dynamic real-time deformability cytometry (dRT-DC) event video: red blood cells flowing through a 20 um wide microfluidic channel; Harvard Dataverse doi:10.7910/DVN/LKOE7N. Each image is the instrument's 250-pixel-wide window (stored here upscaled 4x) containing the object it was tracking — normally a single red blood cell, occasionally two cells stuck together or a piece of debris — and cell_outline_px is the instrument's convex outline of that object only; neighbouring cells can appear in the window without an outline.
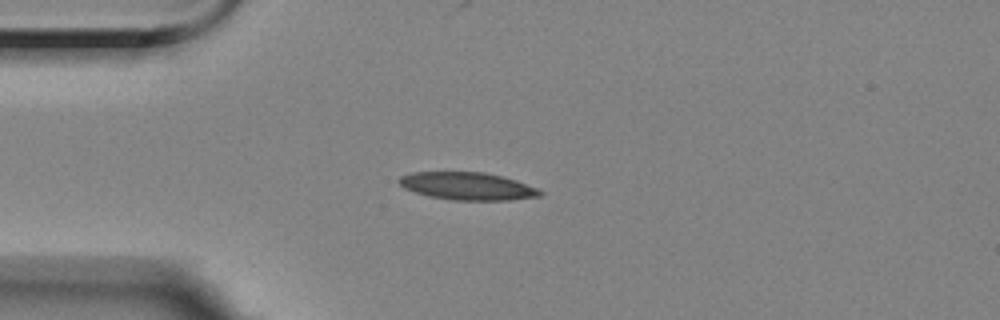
{"species": "Egyptian fruit bat (a non-hibernating species)", "species_latin": "Rousettus aegyptiacus", "temperature_condition": "room temperature", "stored_images_in_passage": 43, "camera_frame_rate_fps": 3000, "um_per_image_px": 0.085, "animal": {"sex": "female"}, "frame": {"image": 1, "passage_image": 1, "time_ms": 0.0, "image_size_px": [1000, 320], "cell_outline_px": [[544, 192], [540, 196], [508, 200], [452, 200], [428, 196], [404, 188], [396, 180], [400, 176], [412, 172], [484, 172], [516, 180], [536, 188]], "centroid_in_image_um": [39.7, 15.82], "position_along_channel_um": 45.3, "area_um2": 22.6}}
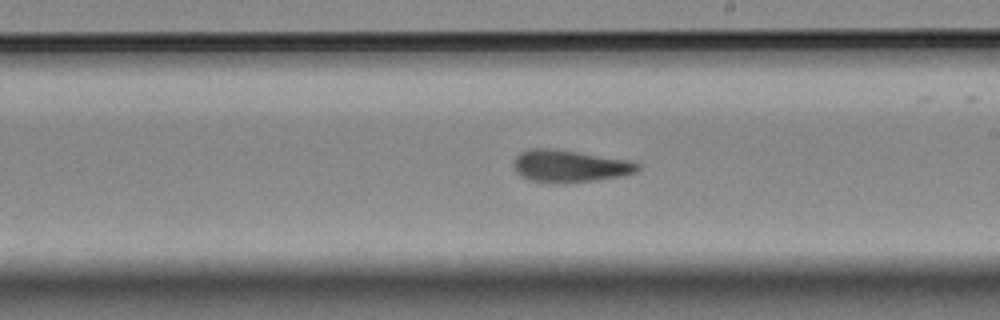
{"frame": {"image": 2, "passage_image": 19, "time_ms": 6.0, "image_size_px": [1000, 320], "cell_outline_px": [[640, 168], [636, 172], [624, 176], [564, 184], [532, 180], [520, 176], [516, 172], [512, 164], [512, 160], [520, 152], [528, 148], [548, 148], [576, 152], [628, 160], [640, 164]], "centroid_in_image_um": [48.39, 14.12], "position_along_channel_um": 240.6, "area_um2": 23.35}}
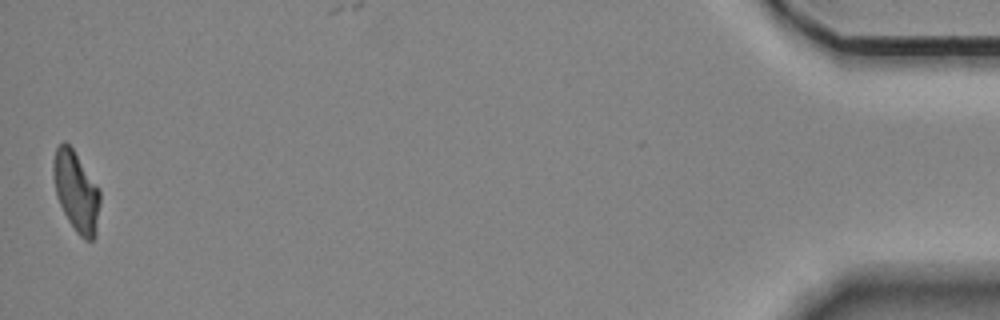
{"frame": {"image": 3, "passage_image": 43, "time_ms": 14.0, "image_size_px": [1000, 320], "cell_outline_px": [[100, 204], [96, 236], [92, 240], [84, 240], [76, 232], [68, 220], [56, 196], [52, 176], [52, 164], [56, 148], [64, 140], [72, 148], [100, 188]], "centroid_in_image_um": [6.48, 16.28], "position_along_channel_um": 428.7, "area_um2": 22.08}, "authors_computed_cell_mechanics": {"area_um2": 22.831, "velocity_mm_per_s": 3.5068, "shape_relaxation_time_tau1_ms": 10.1745, "shape_relaxation_time_tau2_ms": 2.841, "deformation_change_tau1": 0.2273, "deformation_change_tau2": 0.1089}}